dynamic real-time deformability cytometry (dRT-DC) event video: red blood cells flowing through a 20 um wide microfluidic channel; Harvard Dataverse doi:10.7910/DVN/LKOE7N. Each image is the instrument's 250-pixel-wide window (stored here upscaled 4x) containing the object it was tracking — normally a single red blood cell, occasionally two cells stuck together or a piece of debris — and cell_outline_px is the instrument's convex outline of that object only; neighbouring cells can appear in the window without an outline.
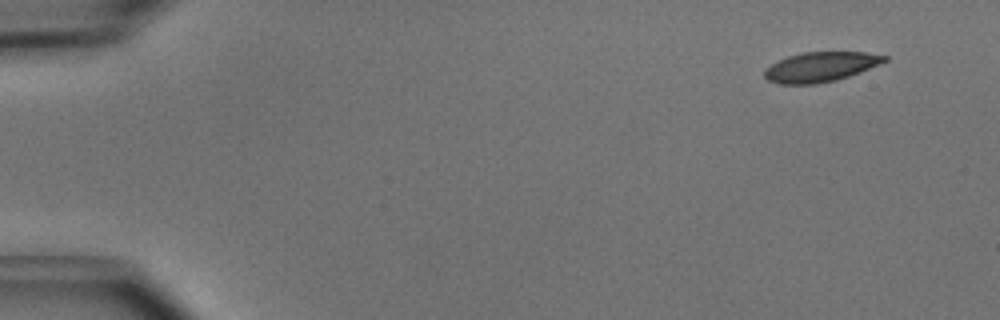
{"species": "common noctule bat (a hibernating species)", "species_latin": "Nyctalus noctula", "temperature_condition": "cold", "stored_images_in_passage": 47, "camera_frame_rate_fps": 3000, "um_per_image_px": 0.085, "animal": {"sex": "male", "body_mass_g": 15.6}, "frame": {"image": 1, "passage_image": 1, "time_ms": 0.0, "image_size_px": [1000, 320], "cell_outline_px": [[888, 60], [880, 64], [860, 72], [836, 80], [816, 84], [780, 84], [768, 80], [764, 76], [764, 68], [788, 56], [804, 52], [864, 52], [888, 56]], "centroid_in_image_um": [69.75, 5.69], "position_along_channel_um": 15.3, "area_um2": 20.75}}
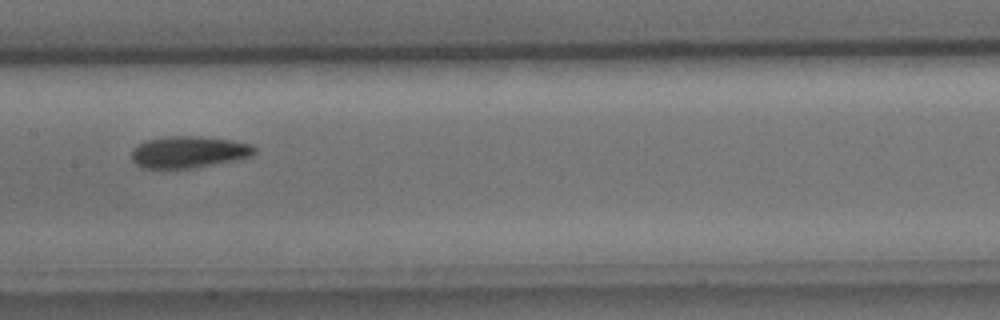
{"frame": {"image": 2, "passage_image": 23, "time_ms": 7.333, "image_size_px": [1000, 320], "cell_outline_px": [[256, 152], [248, 156], [232, 160], [192, 168], [140, 168], [132, 160], [132, 148], [136, 144], [148, 140], [168, 136], [200, 136], [232, 140], [252, 144], [256, 148]], "centroid_in_image_um": [15.99, 12.91], "position_along_channel_um": 191.4, "area_um2": 22.6}}
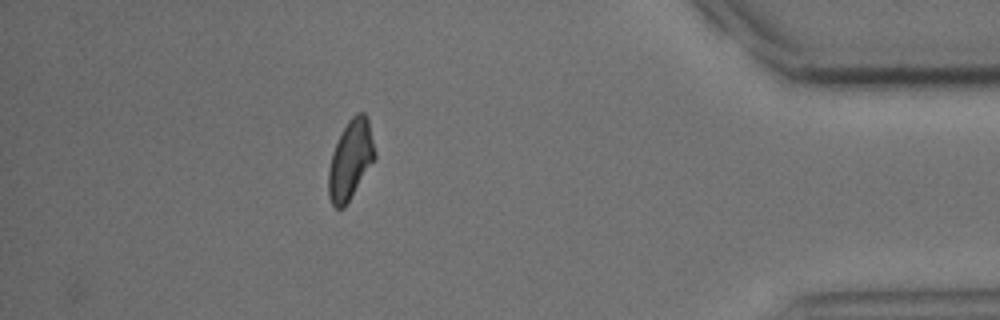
{"frame": {"image": 3, "passage_image": 42, "time_ms": 13.667, "image_size_px": [1000, 320], "cell_outline_px": [[376, 156], [344, 208], [336, 208], [332, 204], [328, 196], [328, 168], [332, 152], [340, 132], [348, 120], [356, 112], [364, 112], [368, 116], [376, 152]], "centroid_in_image_um": [29.78, 13.53], "position_along_channel_um": 405.4, "area_um2": 21.5}, "authors_computed_cell_mechanics": {"area_um2": 22.3108, "velocity_mm_per_s": 4.0114, "shape_relaxation_time_tau1_ms": 3.2617, "shape_relaxation_time_tau2_ms": 5.622, "deformation_change_tau1": 0.1166, "deformation_change_tau2": 0.1154}}